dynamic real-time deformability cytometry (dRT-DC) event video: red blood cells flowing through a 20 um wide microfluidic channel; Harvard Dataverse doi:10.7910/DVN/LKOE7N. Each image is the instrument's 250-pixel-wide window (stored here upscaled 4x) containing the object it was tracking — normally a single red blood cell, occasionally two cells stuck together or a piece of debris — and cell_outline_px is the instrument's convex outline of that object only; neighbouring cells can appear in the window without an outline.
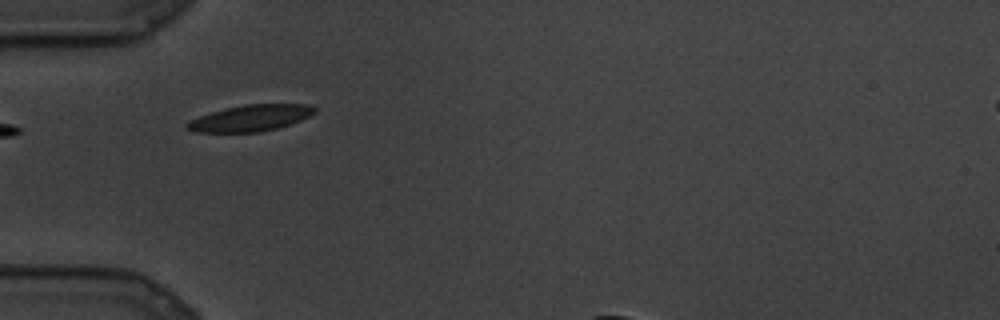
{"species": "common noctule bat (a hibernating species)", "species_latin": "Nyctalus noctula", "temperature_condition": "cold", "stored_images_in_passage": 3, "camera_frame_rate_fps": 3000, "um_per_image_px": 0.085, "animal": {"sex": "male", "body_mass_g": 19.5, "forearm_length_mm": 54.6}, "frame": {"image": 1, "passage_image": 1, "time_ms": 0.0, "image_size_px": [1000, 320], "cell_outline_px": [[316, 112], [300, 120], [276, 128], [260, 132], [196, 132], [184, 128], [184, 124], [188, 120], [224, 108], [244, 104], [308, 104], [316, 108]], "centroid_in_image_um": [21.24, 10.03], "position_along_channel_um": 63.8, "area_um2": 19.54}}